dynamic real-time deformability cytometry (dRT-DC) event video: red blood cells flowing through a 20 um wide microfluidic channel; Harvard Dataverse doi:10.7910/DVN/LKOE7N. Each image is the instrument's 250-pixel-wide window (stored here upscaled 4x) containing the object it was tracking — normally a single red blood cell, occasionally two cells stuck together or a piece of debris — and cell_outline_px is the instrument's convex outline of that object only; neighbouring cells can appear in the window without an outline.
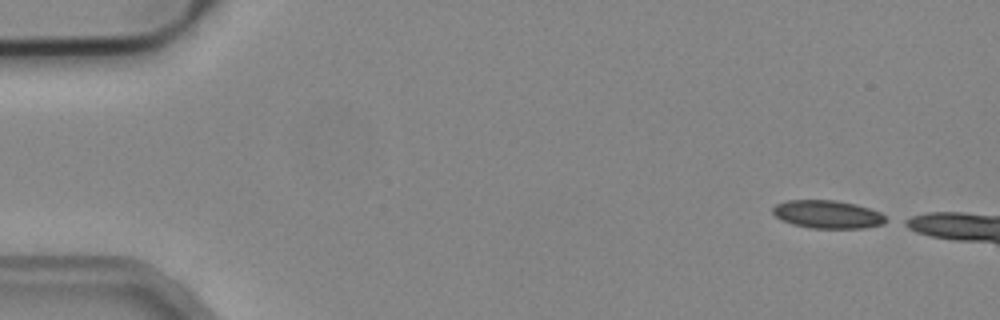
{"species": "common noctule bat (a hibernating species)", "species_latin": "Nyctalus noctula", "temperature_condition": "cold", "stored_images_in_passage": 4, "camera_frame_rate_fps": 3000, "um_per_image_px": 0.085, "animal": {"sex": "male", "body_mass_g": 19.2, "forearm_length_mm": 51.8}, "frame": {"image": 1, "passage_image": 1, "time_ms": 0.0, "image_size_px": [1000, 320], "cell_outline_px": [[892, 220], [884, 224], [864, 228], [812, 228], [792, 224], [780, 220], [772, 212], [772, 208], [776, 204], [788, 200], [836, 200], [856, 204], [880, 212]], "centroid_in_image_um": [70.38, 18.22], "position_along_channel_um": 14.6, "area_um2": 18.73}}